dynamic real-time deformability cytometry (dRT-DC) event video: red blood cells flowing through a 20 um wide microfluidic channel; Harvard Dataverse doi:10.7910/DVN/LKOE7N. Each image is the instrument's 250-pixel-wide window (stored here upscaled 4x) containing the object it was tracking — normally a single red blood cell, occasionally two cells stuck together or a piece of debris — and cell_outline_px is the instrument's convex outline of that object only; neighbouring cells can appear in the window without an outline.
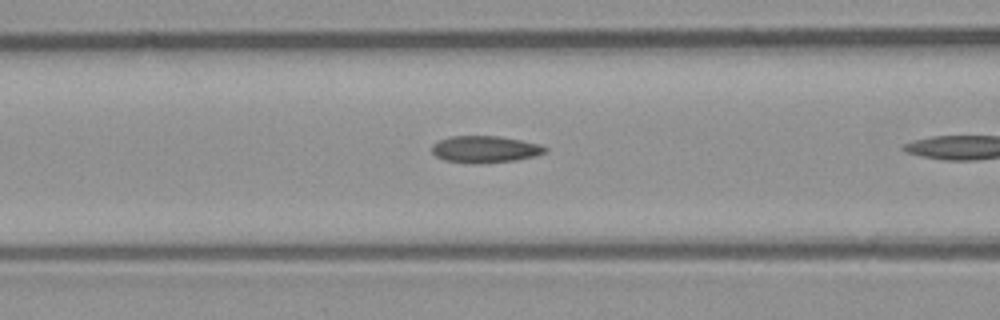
{"species": "common noctule bat (a hibernating species)", "species_latin": "Nyctalus noctula", "temperature_condition": "room temperature", "stored_images_in_passage": 9, "camera_frame_rate_fps": 3000, "um_per_image_px": 0.085, "animal": {"sex": "male", "body_mass_g": 23.1, "forearm_length_mm": 52.7}, "frame": {"image": 1, "passage_image": 8, "time_ms": 2.333, "image_size_px": [1000, 320], "cell_outline_px": [[548, 148], [544, 152], [536, 156], [516, 160], [480, 164], [472, 164], [444, 160], [436, 156], [432, 152], [432, 144], [448, 136], [500, 136], [520, 140], [536, 144]], "centroid_in_image_um": [41.18, 12.7], "position_along_channel_um": 125.4, "area_um2": 17.74}}